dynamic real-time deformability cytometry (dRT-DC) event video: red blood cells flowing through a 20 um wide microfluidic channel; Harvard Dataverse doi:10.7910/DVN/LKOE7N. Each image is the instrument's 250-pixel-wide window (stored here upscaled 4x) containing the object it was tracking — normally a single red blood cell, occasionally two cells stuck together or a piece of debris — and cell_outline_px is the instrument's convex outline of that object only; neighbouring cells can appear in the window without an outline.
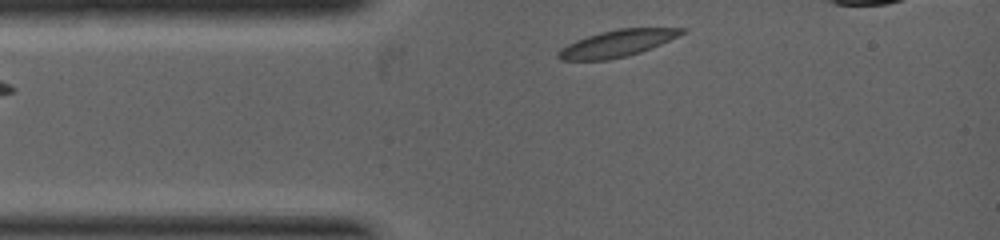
{"species": "common noctule bat (a hibernating species)", "species_latin": "Nyctalus noctula", "temperature_condition": "warm", "stored_images_in_passage": 3, "segment_of_instrument_passage": [2, 2], "camera_frame_rate_fps": 5000, "um_per_image_px": 0.085, "animal": {"sex": "female", "body_mass_g": 19.0, "forearm_length_mm": 53.3}, "frame": {"image": 1, "passage_image": 3, "time_ms": 0.8, "image_size_px": [1000, 240], "cell_outline_px": [[688, 28], [684, 32], [652, 48], [628, 56], [608, 60], [560, 60], [556, 56], [556, 52], [568, 44], [576, 40], [600, 32], [620, 28]], "centroid_in_image_um": [52.41, 3.7], "position_along_channel_um": 32.6, "area_um2": 19.07}}